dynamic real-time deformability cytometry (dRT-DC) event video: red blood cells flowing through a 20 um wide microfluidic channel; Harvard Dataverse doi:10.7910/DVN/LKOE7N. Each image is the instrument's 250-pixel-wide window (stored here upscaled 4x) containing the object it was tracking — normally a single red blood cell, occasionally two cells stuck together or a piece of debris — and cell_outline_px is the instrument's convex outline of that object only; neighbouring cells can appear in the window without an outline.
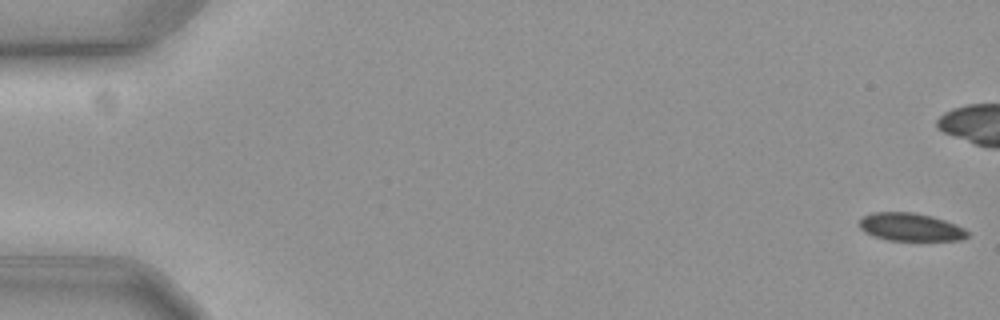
{"species": "common noctule bat (a hibernating species)", "species_latin": "Nyctalus noctula", "temperature_condition": "cold", "stored_images_in_passage": 16, "camera_frame_rate_fps": 3000, "um_per_image_px": 0.085, "animal": {"sex": "female", "body_mass_g": 19.3, "forearm_length_mm": 54.1}, "frame": {"image": 1, "passage_image": 1, "time_ms": 0.0, "image_size_px": [1000, 320], "cell_outline_px": [[968, 236], [960, 240], [888, 240], [864, 232], [860, 228], [860, 220], [864, 216], [872, 212], [912, 212], [932, 216], [944, 220], [964, 228], [968, 232]], "centroid_in_image_um": [77.39, 19.29], "position_along_channel_um": 7.6, "area_um2": 17.4}}